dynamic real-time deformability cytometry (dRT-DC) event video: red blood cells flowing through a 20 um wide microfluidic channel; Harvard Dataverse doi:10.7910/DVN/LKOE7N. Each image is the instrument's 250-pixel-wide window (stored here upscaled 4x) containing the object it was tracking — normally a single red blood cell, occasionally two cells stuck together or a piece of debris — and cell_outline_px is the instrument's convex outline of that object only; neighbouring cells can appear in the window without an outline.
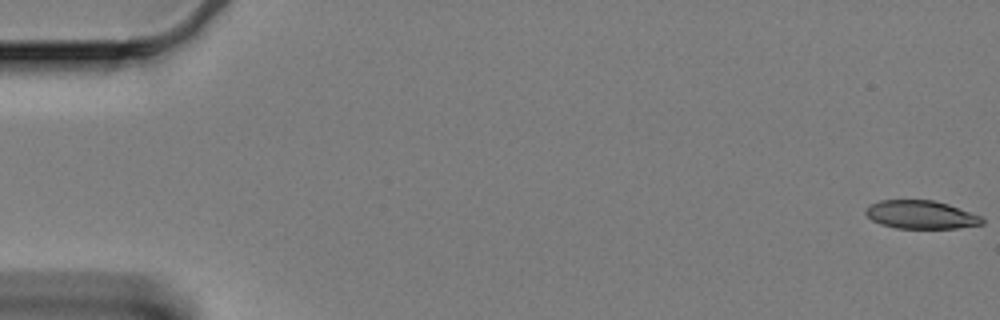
{"species": "Egyptian fruit bat (a non-hibernating species)", "species_latin": "Rousettus aegyptiacus", "temperature_condition": "cold", "stored_images_in_passage": 23, "camera_frame_rate_fps": 3000, "um_per_image_px": 0.085, "animal": {"sex": "female"}, "frame": {"image": 1, "passage_image": 1, "time_ms": 0.0, "image_size_px": [1000, 320], "cell_outline_px": [[984, 224], [956, 228], [896, 228], [880, 224], [872, 220], [864, 212], [864, 208], [868, 204], [880, 200], [932, 200], [948, 204], [980, 216], [984, 220]], "centroid_in_image_um": [78.23, 18.24], "position_along_channel_um": 6.8, "area_um2": 19.19}}
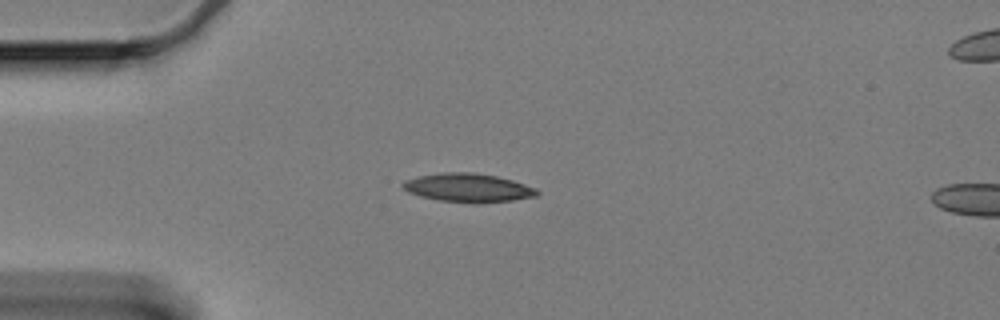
{"frame": {"image": 2, "passage_image": 16, "time_ms": 5.0, "image_size_px": [1000, 320], "cell_outline_px": [[540, 192], [536, 196], [512, 200], [476, 204], [472, 204], [440, 200], [420, 196], [408, 192], [400, 184], [404, 180], [420, 176], [444, 172], [472, 172], [496, 176], [512, 180], [536, 188]], "centroid_in_image_um": [39.78, 15.97], "position_along_channel_um": 45.2, "area_um2": 22.43}}
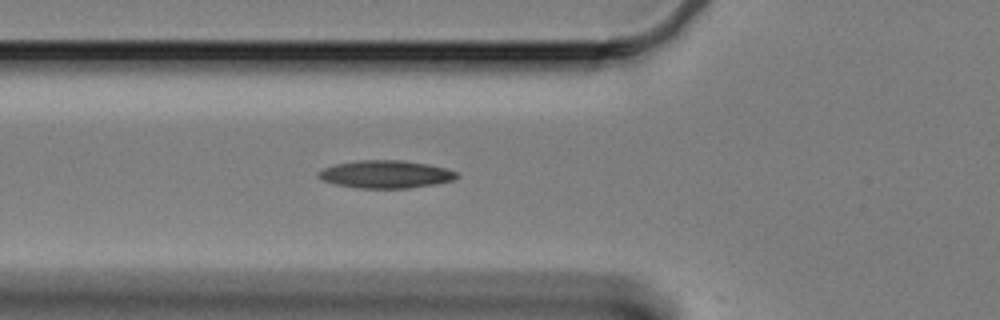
{"frame": {"image": 3, "passage_image": 22, "time_ms": 7.0, "image_size_px": [1000, 320], "cell_outline_px": [[460, 176], [452, 180], [436, 184], [408, 188], [356, 188], [336, 184], [320, 180], [316, 176], [316, 172], [324, 168], [336, 164], [360, 160], [400, 160], [428, 164], [444, 168], [456, 172]], "centroid_in_image_um": [32.74, 14.82], "position_along_channel_um": 93.1, "area_um2": 22.37}}